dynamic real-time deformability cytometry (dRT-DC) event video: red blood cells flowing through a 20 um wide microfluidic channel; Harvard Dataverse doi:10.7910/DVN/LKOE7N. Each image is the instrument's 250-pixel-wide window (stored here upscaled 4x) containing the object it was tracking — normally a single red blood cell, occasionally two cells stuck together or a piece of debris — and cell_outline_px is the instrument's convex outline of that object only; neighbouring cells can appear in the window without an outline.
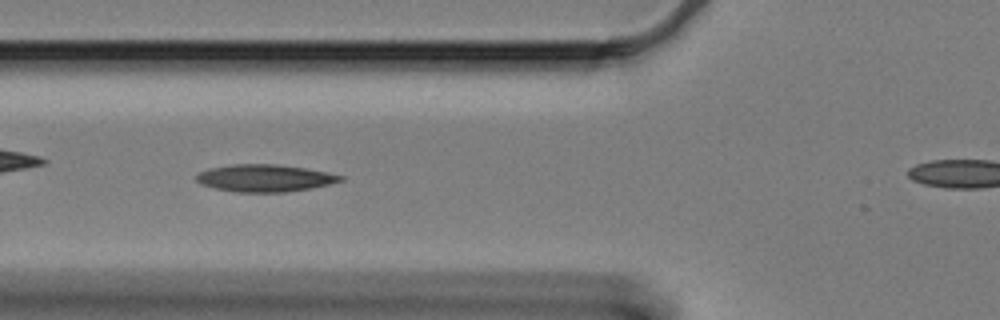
{"species": "Egyptian fruit bat (a non-hibernating species)", "species_latin": "Rousettus aegyptiacus", "temperature_condition": "cold", "stored_images_in_passage": 56, "camera_frame_rate_fps": 3000, "um_per_image_px": 0.085, "animal": {"sex": "female"}, "frame": {"image": 1, "passage_image": 21, "time_ms": 6.667, "image_size_px": [1000, 320], "cell_outline_px": [[344, 180], [312, 188], [284, 192], [232, 192], [200, 184], [196, 180], [196, 176], [200, 172], [208, 168], [232, 164], [276, 164], [304, 168], [328, 172], [344, 176]], "centroid_in_image_um": [22.49, 15.14], "position_along_channel_um": 103.3, "area_um2": 22.89}}
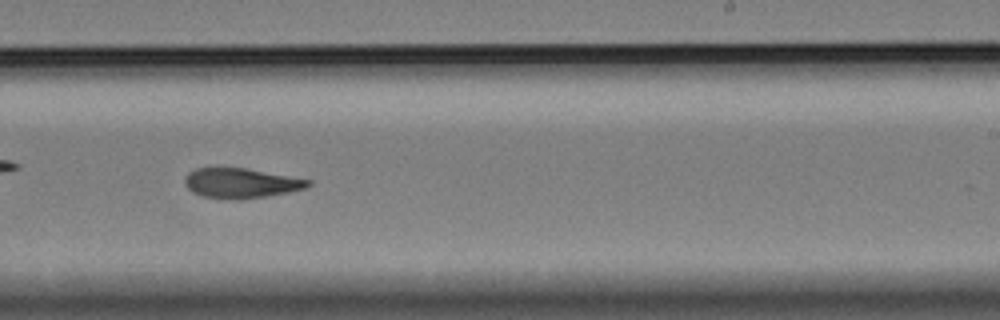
{"frame": {"image": 2, "passage_image": 36, "time_ms": 11.667, "image_size_px": [1000, 320], "cell_outline_px": [[312, 184], [304, 188], [288, 192], [240, 200], [220, 200], [204, 196], [192, 192], [184, 184], [184, 180], [188, 172], [196, 168], [244, 168], [312, 180]], "centroid_in_image_um": [20.44, 15.58], "position_along_channel_um": 268.6, "area_um2": 21.5}}
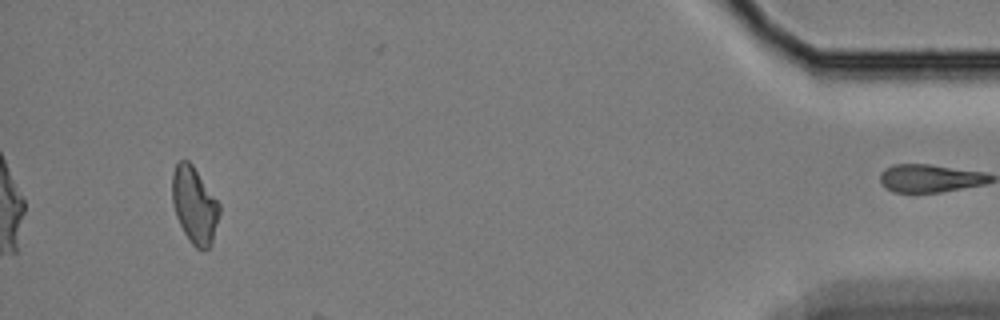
{"frame": {"image": 3, "passage_image": 55, "time_ms": 18.0, "image_size_px": [1000, 320], "cell_outline_px": [[220, 212], [212, 244], [208, 248], [196, 248], [188, 240], [176, 216], [172, 204], [172, 172], [176, 164], [180, 160], [188, 160], [192, 164], [220, 204]], "centroid_in_image_um": [16.52, 17.43], "position_along_channel_um": 418.7, "area_um2": 21.04}, "authors_computed_cell_mechanics": {"area_um2": 21.9351, "velocity_mm_per_s": 3.2974, "shape_relaxation_time_tau1_ms": null, "shape_relaxation_time_tau2_ms": 6.406, "deformation_change_tau1": null, "deformation_change_tau2": 0.1334}}